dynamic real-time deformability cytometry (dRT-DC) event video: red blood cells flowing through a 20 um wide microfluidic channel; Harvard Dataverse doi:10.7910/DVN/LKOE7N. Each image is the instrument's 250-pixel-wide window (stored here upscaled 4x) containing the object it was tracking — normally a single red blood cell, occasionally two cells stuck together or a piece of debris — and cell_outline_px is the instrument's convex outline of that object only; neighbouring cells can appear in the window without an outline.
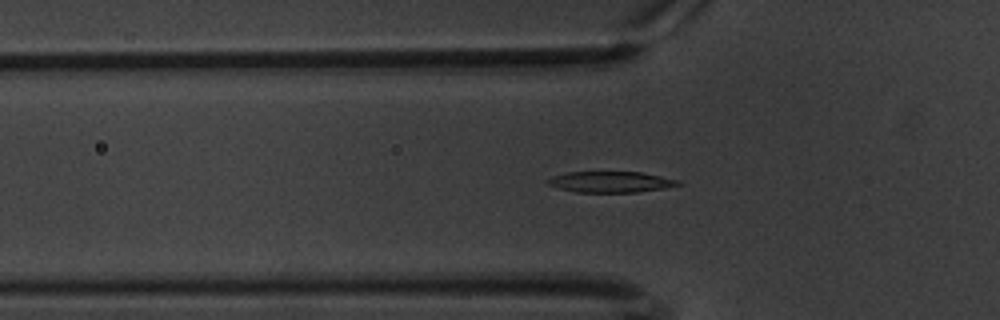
{"species": "common noctule bat (a hibernating species)", "species_latin": "Nyctalus noctula", "temperature_condition": "warm", "stored_images_in_passage": 46, "segment_of_instrument_passage": [1, 2], "camera_frame_rate_fps": 3000, "um_per_image_px": 0.085, "animal": {"sex": "male", "body_mass_g": 20.1, "forearm_length_mm": 53.5}, "frame": {"image": 1, "passage_image": 5, "time_ms": 1.333, "image_size_px": [1000, 320], "cell_outline_px": [[684, 184], [664, 188], [636, 192], [576, 192], [560, 188], [548, 184], [544, 180], [552, 176], [568, 172], [640, 172], [680, 180]], "centroid_in_image_um": [51.92, 15.46], "position_along_channel_um": 73.9, "area_um2": 15.9}}
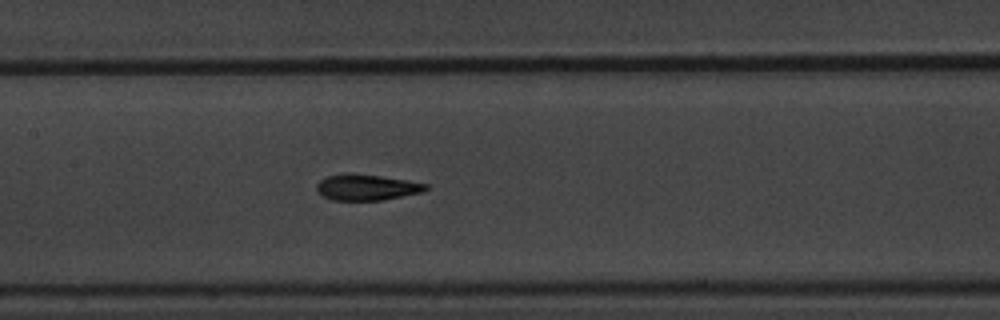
{"frame": {"image": 2, "passage_image": 14, "time_ms": 4.333, "image_size_px": [1000, 320], "cell_outline_px": [[428, 188], [424, 192], [384, 200], [332, 200], [324, 196], [316, 188], [316, 184], [320, 180], [328, 176], [344, 172], [348, 172], [380, 176], [428, 184]], "centroid_in_image_um": [31.17, 15.91], "position_along_channel_um": 176.2, "area_um2": 16.53}}
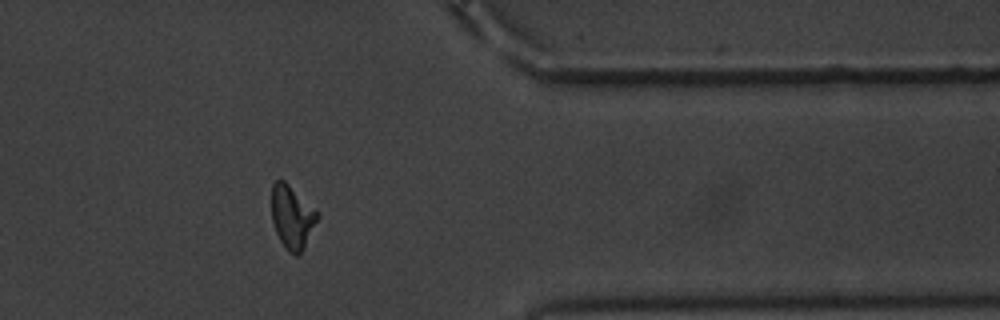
{"frame": {"image": 3, "passage_image": 34, "time_ms": 11.0, "image_size_px": [1000, 320], "cell_outline_px": [[320, 216], [304, 248], [296, 256], [288, 252], [284, 248], [276, 232], [272, 220], [272, 184], [276, 180], [284, 180], [316, 208], [320, 212]], "centroid_in_image_um": [24.85, 18.44], "position_along_channel_um": 386.5, "area_um2": 17.11}}